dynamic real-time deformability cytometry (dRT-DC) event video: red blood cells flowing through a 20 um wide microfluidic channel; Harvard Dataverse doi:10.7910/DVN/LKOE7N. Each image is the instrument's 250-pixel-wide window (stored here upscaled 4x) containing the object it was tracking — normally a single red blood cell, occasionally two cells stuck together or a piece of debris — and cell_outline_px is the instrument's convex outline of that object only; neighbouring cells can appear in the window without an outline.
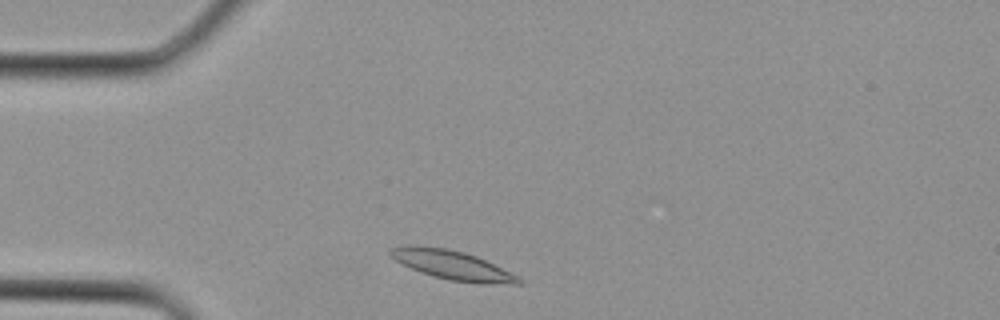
{"species": "Egyptian fruit bat (a non-hibernating species)", "species_latin": "Rousettus aegyptiacus", "temperature_condition": "cold", "stored_images_in_passage": 1, "camera_frame_rate_fps": 3000, "um_per_image_px": 0.085, "animal": {"sex": "female"}, "frame": {"image": 1, "passage_image": 1, "time_ms": 0.0, "image_size_px": [1000, 320], "cell_outline_px": [[524, 284], [484, 284], [448, 280], [432, 276], [420, 272], [388, 256], [388, 248], [412, 244], [448, 248], [464, 252], [476, 256], [520, 276], [524, 280]], "centroid_in_image_um": [38.46, 22.53], "position_along_channel_um": 46.5, "area_um2": 22.2}}